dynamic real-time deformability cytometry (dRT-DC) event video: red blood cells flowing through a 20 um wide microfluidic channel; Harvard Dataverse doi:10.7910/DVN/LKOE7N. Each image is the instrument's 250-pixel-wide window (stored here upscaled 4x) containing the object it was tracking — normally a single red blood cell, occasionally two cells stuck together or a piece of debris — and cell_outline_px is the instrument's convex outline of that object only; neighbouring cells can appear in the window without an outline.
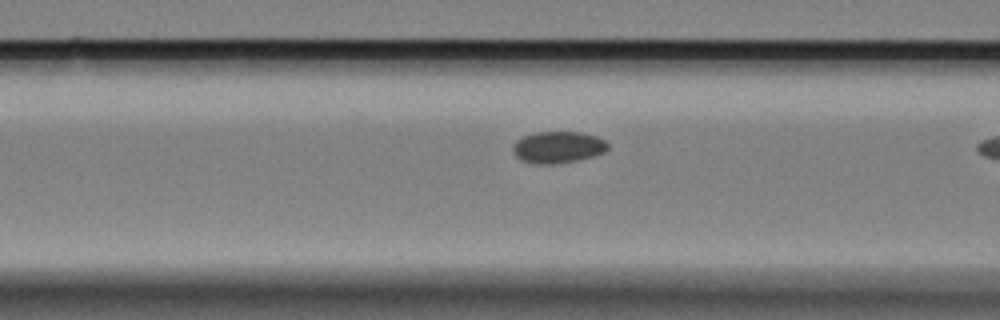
{"species": "Egyptian fruit bat (a non-hibernating species)", "species_latin": "Rousettus aegyptiacus", "temperature_condition": "cold", "stored_images_in_passage": 7, "camera_frame_rate_fps": 3000, "um_per_image_px": 0.085, "animal": {"sex": "female"}, "frame": {"image": 1, "passage_image": 6, "time_ms": 1.667, "image_size_px": [1000, 320], "cell_outline_px": [[608, 148], [604, 152], [592, 156], [576, 160], [552, 164], [536, 164], [520, 160], [512, 152], [512, 144], [516, 140], [524, 136], [536, 132], [580, 132], [596, 136], [604, 140], [608, 144]], "centroid_in_image_um": [47.38, 12.51], "position_along_channel_um": 119.2, "area_um2": 17.51}}